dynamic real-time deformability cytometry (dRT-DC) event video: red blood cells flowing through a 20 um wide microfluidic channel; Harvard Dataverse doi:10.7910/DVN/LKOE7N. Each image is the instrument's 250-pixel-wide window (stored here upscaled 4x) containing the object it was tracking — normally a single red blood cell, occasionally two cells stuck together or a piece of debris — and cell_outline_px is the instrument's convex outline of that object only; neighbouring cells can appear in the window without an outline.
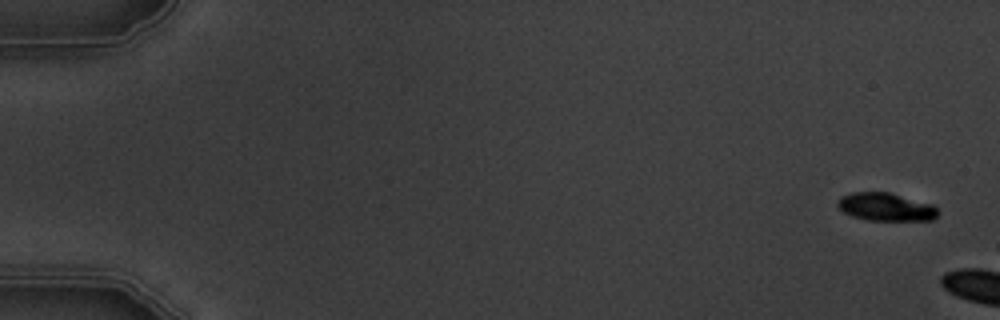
{"species": "common noctule bat (a hibernating species)", "species_latin": "Nyctalus noctula", "temperature_condition": "warm", "stored_images_in_passage": 4, "camera_frame_rate_fps": 3000, "um_per_image_px": 0.085, "animal": {"sex": "male", "body_mass_g": 19.5, "forearm_length_mm": 54.6}, "frame": {"image": 1, "passage_image": 1, "time_ms": 0.0, "image_size_px": [1000, 320], "cell_outline_px": [[940, 212], [932, 220], [868, 220], [852, 216], [844, 212], [836, 204], [840, 196], [852, 192], [888, 192], [932, 204]], "centroid_in_image_um": [75.28, 17.58], "position_along_channel_um": 9.7, "area_um2": 16.3}}